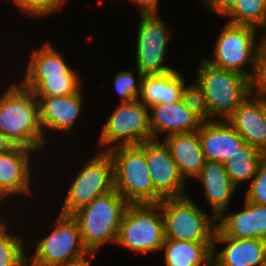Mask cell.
Returning a JSON list of instances; mask_svg holds the SVG:
<instances>
[{
  "instance_id": "obj_25",
  "label": "cell",
  "mask_w": 266,
  "mask_h": 266,
  "mask_svg": "<svg viewBox=\"0 0 266 266\" xmlns=\"http://www.w3.org/2000/svg\"><path fill=\"white\" fill-rule=\"evenodd\" d=\"M244 201L243 210L229 215L222 213L216 219V226L227 237L256 239L255 203Z\"/></svg>"
},
{
  "instance_id": "obj_3",
  "label": "cell",
  "mask_w": 266,
  "mask_h": 266,
  "mask_svg": "<svg viewBox=\"0 0 266 266\" xmlns=\"http://www.w3.org/2000/svg\"><path fill=\"white\" fill-rule=\"evenodd\" d=\"M128 204L114 189L71 215L79 225L83 244L88 251L97 252L107 242L116 244Z\"/></svg>"
},
{
  "instance_id": "obj_13",
  "label": "cell",
  "mask_w": 266,
  "mask_h": 266,
  "mask_svg": "<svg viewBox=\"0 0 266 266\" xmlns=\"http://www.w3.org/2000/svg\"><path fill=\"white\" fill-rule=\"evenodd\" d=\"M35 150L15 145L8 152L0 154V201L7 196L30 195V159Z\"/></svg>"
},
{
  "instance_id": "obj_34",
  "label": "cell",
  "mask_w": 266,
  "mask_h": 266,
  "mask_svg": "<svg viewBox=\"0 0 266 266\" xmlns=\"http://www.w3.org/2000/svg\"><path fill=\"white\" fill-rule=\"evenodd\" d=\"M208 10L224 17L238 2V0H202Z\"/></svg>"
},
{
  "instance_id": "obj_10",
  "label": "cell",
  "mask_w": 266,
  "mask_h": 266,
  "mask_svg": "<svg viewBox=\"0 0 266 266\" xmlns=\"http://www.w3.org/2000/svg\"><path fill=\"white\" fill-rule=\"evenodd\" d=\"M51 232L36 241L35 253L27 256V266H58L88 251L83 244L79 225L71 215L59 213Z\"/></svg>"
},
{
  "instance_id": "obj_11",
  "label": "cell",
  "mask_w": 266,
  "mask_h": 266,
  "mask_svg": "<svg viewBox=\"0 0 266 266\" xmlns=\"http://www.w3.org/2000/svg\"><path fill=\"white\" fill-rule=\"evenodd\" d=\"M158 14L141 15L136 39V67L145 75L170 73L176 69L163 65L168 52L170 28Z\"/></svg>"
},
{
  "instance_id": "obj_8",
  "label": "cell",
  "mask_w": 266,
  "mask_h": 266,
  "mask_svg": "<svg viewBox=\"0 0 266 266\" xmlns=\"http://www.w3.org/2000/svg\"><path fill=\"white\" fill-rule=\"evenodd\" d=\"M148 109L138 98L131 102H120L102 126L100 146H110L107 152L114 147L139 145L154 140Z\"/></svg>"
},
{
  "instance_id": "obj_38",
  "label": "cell",
  "mask_w": 266,
  "mask_h": 266,
  "mask_svg": "<svg viewBox=\"0 0 266 266\" xmlns=\"http://www.w3.org/2000/svg\"><path fill=\"white\" fill-rule=\"evenodd\" d=\"M15 144L0 131V154L11 150Z\"/></svg>"
},
{
  "instance_id": "obj_28",
  "label": "cell",
  "mask_w": 266,
  "mask_h": 266,
  "mask_svg": "<svg viewBox=\"0 0 266 266\" xmlns=\"http://www.w3.org/2000/svg\"><path fill=\"white\" fill-rule=\"evenodd\" d=\"M79 74H65L64 78H47L34 91L35 96H66L81 89Z\"/></svg>"
},
{
  "instance_id": "obj_15",
  "label": "cell",
  "mask_w": 266,
  "mask_h": 266,
  "mask_svg": "<svg viewBox=\"0 0 266 266\" xmlns=\"http://www.w3.org/2000/svg\"><path fill=\"white\" fill-rule=\"evenodd\" d=\"M247 144L266 149V99L251 93L227 119Z\"/></svg>"
},
{
  "instance_id": "obj_23",
  "label": "cell",
  "mask_w": 266,
  "mask_h": 266,
  "mask_svg": "<svg viewBox=\"0 0 266 266\" xmlns=\"http://www.w3.org/2000/svg\"><path fill=\"white\" fill-rule=\"evenodd\" d=\"M166 266H209L213 242H190L165 239L161 248Z\"/></svg>"
},
{
  "instance_id": "obj_17",
  "label": "cell",
  "mask_w": 266,
  "mask_h": 266,
  "mask_svg": "<svg viewBox=\"0 0 266 266\" xmlns=\"http://www.w3.org/2000/svg\"><path fill=\"white\" fill-rule=\"evenodd\" d=\"M198 133L206 160L222 164L246 143L227 120L202 122Z\"/></svg>"
},
{
  "instance_id": "obj_2",
  "label": "cell",
  "mask_w": 266,
  "mask_h": 266,
  "mask_svg": "<svg viewBox=\"0 0 266 266\" xmlns=\"http://www.w3.org/2000/svg\"><path fill=\"white\" fill-rule=\"evenodd\" d=\"M107 152L114 162V189L129 204L159 203L164 199L149 174L145 142L114 147Z\"/></svg>"
},
{
  "instance_id": "obj_19",
  "label": "cell",
  "mask_w": 266,
  "mask_h": 266,
  "mask_svg": "<svg viewBox=\"0 0 266 266\" xmlns=\"http://www.w3.org/2000/svg\"><path fill=\"white\" fill-rule=\"evenodd\" d=\"M27 71L21 84L32 92L47 78H64L65 74H78L57 51L50 42H46L39 49L32 51Z\"/></svg>"
},
{
  "instance_id": "obj_14",
  "label": "cell",
  "mask_w": 266,
  "mask_h": 266,
  "mask_svg": "<svg viewBox=\"0 0 266 266\" xmlns=\"http://www.w3.org/2000/svg\"><path fill=\"white\" fill-rule=\"evenodd\" d=\"M83 97L81 89L75 94L66 96H35L39 105L42 132L44 133V130L70 132L82 111Z\"/></svg>"
},
{
  "instance_id": "obj_6",
  "label": "cell",
  "mask_w": 266,
  "mask_h": 266,
  "mask_svg": "<svg viewBox=\"0 0 266 266\" xmlns=\"http://www.w3.org/2000/svg\"><path fill=\"white\" fill-rule=\"evenodd\" d=\"M164 240V218L159 203L128 204L116 245L144 254L161 251Z\"/></svg>"
},
{
  "instance_id": "obj_31",
  "label": "cell",
  "mask_w": 266,
  "mask_h": 266,
  "mask_svg": "<svg viewBox=\"0 0 266 266\" xmlns=\"http://www.w3.org/2000/svg\"><path fill=\"white\" fill-rule=\"evenodd\" d=\"M28 16L43 17L59 10L65 0H16L14 2Z\"/></svg>"
},
{
  "instance_id": "obj_32",
  "label": "cell",
  "mask_w": 266,
  "mask_h": 266,
  "mask_svg": "<svg viewBox=\"0 0 266 266\" xmlns=\"http://www.w3.org/2000/svg\"><path fill=\"white\" fill-rule=\"evenodd\" d=\"M245 200L255 204H266V159L251 180Z\"/></svg>"
},
{
  "instance_id": "obj_16",
  "label": "cell",
  "mask_w": 266,
  "mask_h": 266,
  "mask_svg": "<svg viewBox=\"0 0 266 266\" xmlns=\"http://www.w3.org/2000/svg\"><path fill=\"white\" fill-rule=\"evenodd\" d=\"M215 243H225V247L222 251H216ZM212 258L221 266H264L266 241L227 237L216 227Z\"/></svg>"
},
{
  "instance_id": "obj_39",
  "label": "cell",
  "mask_w": 266,
  "mask_h": 266,
  "mask_svg": "<svg viewBox=\"0 0 266 266\" xmlns=\"http://www.w3.org/2000/svg\"><path fill=\"white\" fill-rule=\"evenodd\" d=\"M209 266H221L219 265L213 258L211 259V262L209 264Z\"/></svg>"
},
{
  "instance_id": "obj_26",
  "label": "cell",
  "mask_w": 266,
  "mask_h": 266,
  "mask_svg": "<svg viewBox=\"0 0 266 266\" xmlns=\"http://www.w3.org/2000/svg\"><path fill=\"white\" fill-rule=\"evenodd\" d=\"M224 17L229 23L260 28L266 32V0H238Z\"/></svg>"
},
{
  "instance_id": "obj_35",
  "label": "cell",
  "mask_w": 266,
  "mask_h": 266,
  "mask_svg": "<svg viewBox=\"0 0 266 266\" xmlns=\"http://www.w3.org/2000/svg\"><path fill=\"white\" fill-rule=\"evenodd\" d=\"M256 239L266 241V204H255Z\"/></svg>"
},
{
  "instance_id": "obj_12",
  "label": "cell",
  "mask_w": 266,
  "mask_h": 266,
  "mask_svg": "<svg viewBox=\"0 0 266 266\" xmlns=\"http://www.w3.org/2000/svg\"><path fill=\"white\" fill-rule=\"evenodd\" d=\"M145 155L154 188L164 198L188 195L184 188L186 181L180 175L176 162L163 141H146Z\"/></svg>"
},
{
  "instance_id": "obj_1",
  "label": "cell",
  "mask_w": 266,
  "mask_h": 266,
  "mask_svg": "<svg viewBox=\"0 0 266 266\" xmlns=\"http://www.w3.org/2000/svg\"><path fill=\"white\" fill-rule=\"evenodd\" d=\"M0 131L15 145L37 152L46 145L39 120V105L31 90L11 84L0 96Z\"/></svg>"
},
{
  "instance_id": "obj_20",
  "label": "cell",
  "mask_w": 266,
  "mask_h": 266,
  "mask_svg": "<svg viewBox=\"0 0 266 266\" xmlns=\"http://www.w3.org/2000/svg\"><path fill=\"white\" fill-rule=\"evenodd\" d=\"M196 178L201 180L204 196L212 208V216L217 219L227 211L237 187L228 176L224 165L215 161L206 160Z\"/></svg>"
},
{
  "instance_id": "obj_21",
  "label": "cell",
  "mask_w": 266,
  "mask_h": 266,
  "mask_svg": "<svg viewBox=\"0 0 266 266\" xmlns=\"http://www.w3.org/2000/svg\"><path fill=\"white\" fill-rule=\"evenodd\" d=\"M163 142L169 148L178 171L185 181L189 177L195 178L200 173L206 158L198 131L169 135Z\"/></svg>"
},
{
  "instance_id": "obj_27",
  "label": "cell",
  "mask_w": 266,
  "mask_h": 266,
  "mask_svg": "<svg viewBox=\"0 0 266 266\" xmlns=\"http://www.w3.org/2000/svg\"><path fill=\"white\" fill-rule=\"evenodd\" d=\"M0 225V266H27V255L20 235H12L9 227Z\"/></svg>"
},
{
  "instance_id": "obj_29",
  "label": "cell",
  "mask_w": 266,
  "mask_h": 266,
  "mask_svg": "<svg viewBox=\"0 0 266 266\" xmlns=\"http://www.w3.org/2000/svg\"><path fill=\"white\" fill-rule=\"evenodd\" d=\"M182 89L181 100L185 107L196 115L202 122L214 121L210 117L209 109L206 102L204 91L195 82L192 85L186 86Z\"/></svg>"
},
{
  "instance_id": "obj_4",
  "label": "cell",
  "mask_w": 266,
  "mask_h": 266,
  "mask_svg": "<svg viewBox=\"0 0 266 266\" xmlns=\"http://www.w3.org/2000/svg\"><path fill=\"white\" fill-rule=\"evenodd\" d=\"M201 61L195 82L204 91L210 117L227 120L252 93V81L239 72L214 67L204 58Z\"/></svg>"
},
{
  "instance_id": "obj_5",
  "label": "cell",
  "mask_w": 266,
  "mask_h": 266,
  "mask_svg": "<svg viewBox=\"0 0 266 266\" xmlns=\"http://www.w3.org/2000/svg\"><path fill=\"white\" fill-rule=\"evenodd\" d=\"M257 31V28L251 26L227 22L215 42L213 59L205 58V61L220 69L239 72L253 81L257 73L259 50L266 38L263 35L257 42ZM247 62L252 67L250 71L242 70Z\"/></svg>"
},
{
  "instance_id": "obj_9",
  "label": "cell",
  "mask_w": 266,
  "mask_h": 266,
  "mask_svg": "<svg viewBox=\"0 0 266 266\" xmlns=\"http://www.w3.org/2000/svg\"><path fill=\"white\" fill-rule=\"evenodd\" d=\"M114 190V162L104 151L92 157L78 171L69 186L60 214L72 215L95 198Z\"/></svg>"
},
{
  "instance_id": "obj_18",
  "label": "cell",
  "mask_w": 266,
  "mask_h": 266,
  "mask_svg": "<svg viewBox=\"0 0 266 266\" xmlns=\"http://www.w3.org/2000/svg\"><path fill=\"white\" fill-rule=\"evenodd\" d=\"M150 127L154 140L158 135L166 136L195 132L200 129L202 121L190 112L182 100L171 103L155 104L149 107Z\"/></svg>"
},
{
  "instance_id": "obj_22",
  "label": "cell",
  "mask_w": 266,
  "mask_h": 266,
  "mask_svg": "<svg viewBox=\"0 0 266 266\" xmlns=\"http://www.w3.org/2000/svg\"><path fill=\"white\" fill-rule=\"evenodd\" d=\"M185 79L177 70L159 75H145L138 98L146 107L181 100Z\"/></svg>"
},
{
  "instance_id": "obj_7",
  "label": "cell",
  "mask_w": 266,
  "mask_h": 266,
  "mask_svg": "<svg viewBox=\"0 0 266 266\" xmlns=\"http://www.w3.org/2000/svg\"><path fill=\"white\" fill-rule=\"evenodd\" d=\"M164 218L165 239L213 242L216 218L206 214L188 195L159 202Z\"/></svg>"
},
{
  "instance_id": "obj_37",
  "label": "cell",
  "mask_w": 266,
  "mask_h": 266,
  "mask_svg": "<svg viewBox=\"0 0 266 266\" xmlns=\"http://www.w3.org/2000/svg\"><path fill=\"white\" fill-rule=\"evenodd\" d=\"M95 251H87L83 255L70 259L65 263H62L58 266H91V260L90 258L94 257Z\"/></svg>"
},
{
  "instance_id": "obj_24",
  "label": "cell",
  "mask_w": 266,
  "mask_h": 266,
  "mask_svg": "<svg viewBox=\"0 0 266 266\" xmlns=\"http://www.w3.org/2000/svg\"><path fill=\"white\" fill-rule=\"evenodd\" d=\"M265 159L266 156L263 151L245 143L223 165L233 184L237 187L244 181L252 180Z\"/></svg>"
},
{
  "instance_id": "obj_36",
  "label": "cell",
  "mask_w": 266,
  "mask_h": 266,
  "mask_svg": "<svg viewBox=\"0 0 266 266\" xmlns=\"http://www.w3.org/2000/svg\"><path fill=\"white\" fill-rule=\"evenodd\" d=\"M140 7L141 15L158 14L159 0H131Z\"/></svg>"
},
{
  "instance_id": "obj_30",
  "label": "cell",
  "mask_w": 266,
  "mask_h": 266,
  "mask_svg": "<svg viewBox=\"0 0 266 266\" xmlns=\"http://www.w3.org/2000/svg\"><path fill=\"white\" fill-rule=\"evenodd\" d=\"M132 71H122L114 77V87L120 96L121 102H131L140 97L143 74L137 70L136 82Z\"/></svg>"
},
{
  "instance_id": "obj_33",
  "label": "cell",
  "mask_w": 266,
  "mask_h": 266,
  "mask_svg": "<svg viewBox=\"0 0 266 266\" xmlns=\"http://www.w3.org/2000/svg\"><path fill=\"white\" fill-rule=\"evenodd\" d=\"M252 93L266 99V38L259 50L257 73L252 81Z\"/></svg>"
}]
</instances>
